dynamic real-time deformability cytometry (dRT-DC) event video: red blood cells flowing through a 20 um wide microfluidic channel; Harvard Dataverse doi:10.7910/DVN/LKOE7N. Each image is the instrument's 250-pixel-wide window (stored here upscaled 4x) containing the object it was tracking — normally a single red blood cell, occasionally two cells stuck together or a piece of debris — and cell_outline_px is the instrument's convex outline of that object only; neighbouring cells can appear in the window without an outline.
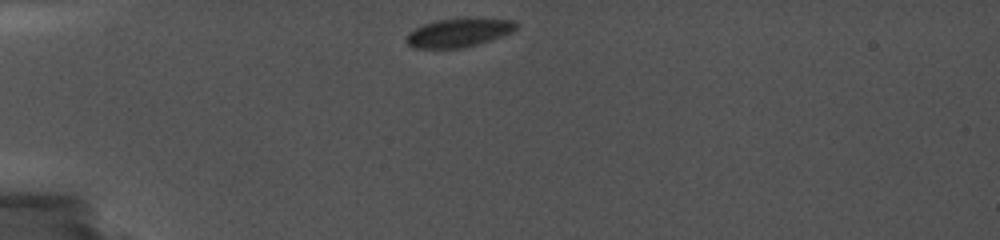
{"species": "common noctule bat (a hibernating species)", "species_latin": "Nyctalus noctula", "temperature_condition": "cold", "stored_images_in_passage": 74, "camera_frame_rate_fps": 5000, "um_per_image_px": 0.085, "animal": {"sex": "female", "body_mass_g": 19.0, "forearm_length_mm": 56.7}, "frame": {"image": 1, "passage_image": 1, "time_ms": 0.0, "image_size_px": [1000, 240], "cell_outline_px": [[516, 28], [512, 32], [464, 48], [412, 48], [404, 40], [404, 36], [408, 32], [424, 24], [436, 20], [464, 16], [468, 16], [512, 20], [516, 24]], "centroid_in_image_um": [38.93, 2.74], "position_along_channel_um": 46.1, "area_um2": 18.73}}
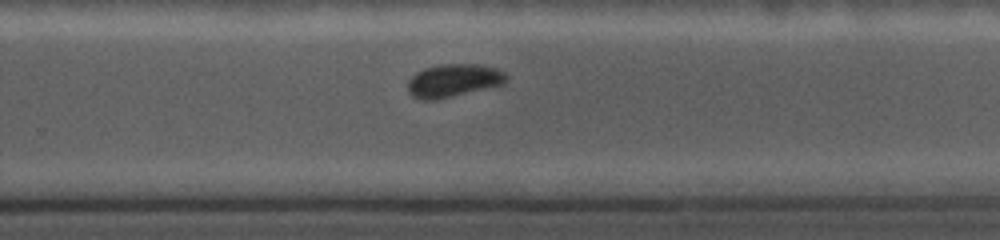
{"frame": {"image": 2, "passage_image": 46, "time_ms": 7.6, "image_size_px": [1000, 240], "cell_outline_px": [[508, 80], [504, 84], [436, 100], [424, 100], [412, 96], [408, 92], [408, 80], [416, 72], [424, 68], [440, 64], [480, 64], [496, 68], [504, 72], [508, 76]], "centroid_in_image_um": [38.55, 6.84], "position_along_channel_um": 291.2, "area_um2": 19.07}}
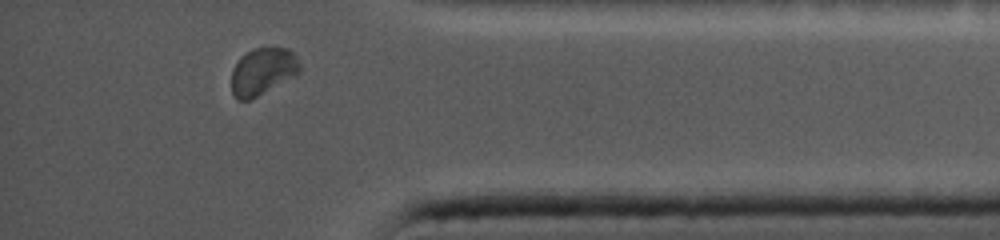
{"frame": {"image": 3, "passage_image": 66, "time_ms": 11.0, "image_size_px": [1000, 240], "cell_outline_px": [[300, 72], [296, 76], [248, 100], [236, 100], [232, 92], [232, 68], [240, 56], [252, 48], [272, 44], [288, 48], [296, 56], [300, 64]], "centroid_in_image_um": [22.34, 6.0], "position_along_channel_um": 412.9, "area_um2": 19.31}}